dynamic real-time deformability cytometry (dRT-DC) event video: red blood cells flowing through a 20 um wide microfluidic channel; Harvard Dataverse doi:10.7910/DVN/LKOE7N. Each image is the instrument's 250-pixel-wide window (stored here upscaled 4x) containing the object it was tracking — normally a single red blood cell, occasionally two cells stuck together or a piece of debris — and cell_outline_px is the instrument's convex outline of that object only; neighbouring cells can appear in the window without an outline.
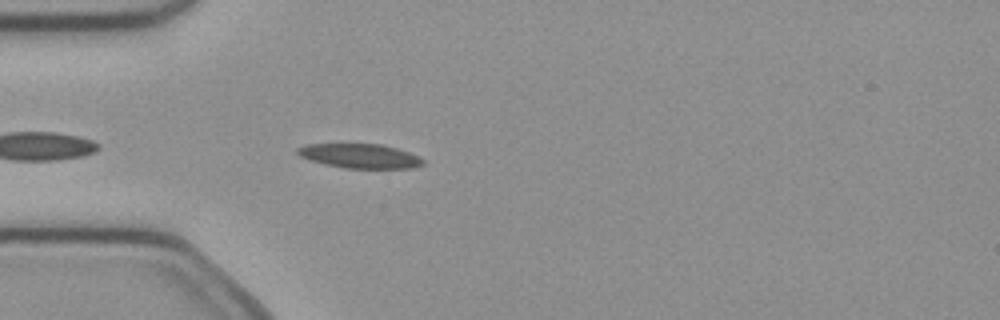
{"species": "common noctule bat (a hibernating species)", "species_latin": "Nyctalus noctula", "temperature_condition": "cold", "stored_images_in_passage": 4, "camera_frame_rate_fps": 3000, "um_per_image_px": 0.085, "animal": {"sex": "female", "body_mass_g": 21.9}, "frame": {"image": 1, "passage_image": 4, "time_ms": 1.0, "image_size_px": [1000, 320], "cell_outline_px": [[424, 164], [412, 168], [344, 168], [324, 164], [308, 160], [300, 156], [296, 152], [296, 148], [308, 144], [380, 144], [396, 148], [420, 156], [424, 160]], "centroid_in_image_um": [30.58, 13.26], "position_along_channel_um": 54.4, "area_um2": 17.86}}